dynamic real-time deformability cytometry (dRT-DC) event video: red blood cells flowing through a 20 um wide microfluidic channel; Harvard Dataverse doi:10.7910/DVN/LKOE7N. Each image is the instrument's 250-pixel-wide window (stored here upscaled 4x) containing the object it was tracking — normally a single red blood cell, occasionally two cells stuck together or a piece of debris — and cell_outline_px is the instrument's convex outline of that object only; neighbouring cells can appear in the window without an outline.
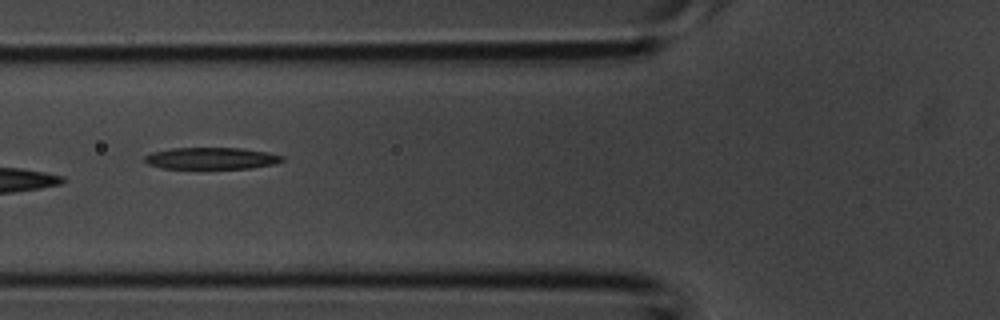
{"species": "common noctule bat (a hibernating species)", "species_latin": "Nyctalus noctula", "temperature_condition": "room temperature", "stored_images_in_passage": 5, "camera_frame_rate_fps": 3000, "um_per_image_px": 0.085, "animal": {"sex": "male", "body_mass_g": 20.1, "forearm_length_mm": 53.5}, "frame": {"image": 1, "passage_image": 4, "time_ms": 1.0, "image_size_px": [1000, 320], "cell_outline_px": [[284, 160], [276, 164], [252, 168], [160, 168], [148, 164], [144, 160], [144, 156], [152, 152], [172, 148], [244, 148], [268, 152], [284, 156]], "centroid_in_image_um": [18.0, 13.45], "position_along_channel_um": 107.8, "area_um2": 17.51}}
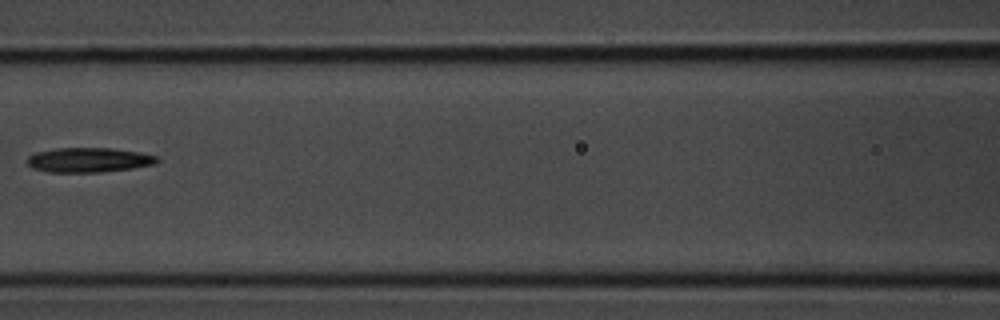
{"frame": {"image": 2, "passage_image": 5, "time_ms": 1.333, "image_size_px": [1000, 320], "cell_outline_px": [[160, 160], [156, 164], [132, 168], [100, 172], [48, 172], [32, 168], [28, 164], [28, 156], [36, 152], [56, 148], [112, 148], [140, 152], [156, 156]], "centroid_in_image_um": [7.56, 13.59], "position_along_channel_um": 159.0, "area_um2": 18.67}}